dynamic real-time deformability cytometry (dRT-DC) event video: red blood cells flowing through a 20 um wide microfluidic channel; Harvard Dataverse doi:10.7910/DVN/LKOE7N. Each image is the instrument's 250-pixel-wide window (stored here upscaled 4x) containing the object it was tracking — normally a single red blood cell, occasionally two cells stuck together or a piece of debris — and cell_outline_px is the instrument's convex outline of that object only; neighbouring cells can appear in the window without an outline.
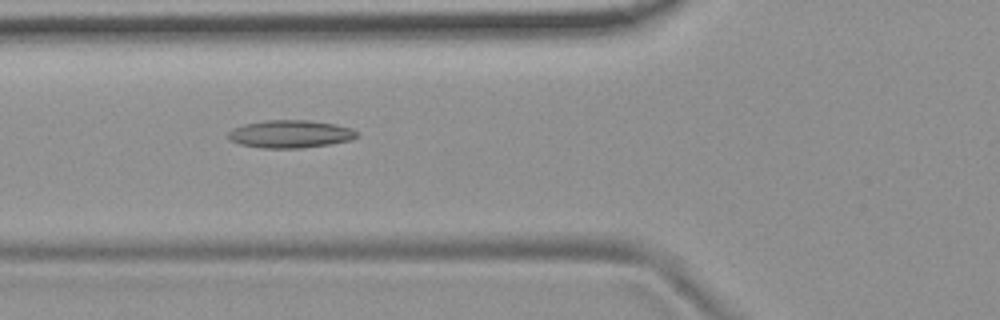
{"species": "common noctule bat (a hibernating species)", "species_latin": "Nyctalus noctula", "temperature_condition": "room temperature", "stored_images_in_passage": 9, "camera_frame_rate_fps": 3000, "um_per_image_px": 0.085, "animal": {"sex": "female", "body_mass_g": 19.9}, "frame": {"image": 1, "passage_image": 7, "time_ms": 2.0, "image_size_px": [1000, 320], "cell_outline_px": [[360, 136], [352, 140], [328, 144], [300, 148], [264, 148], [240, 144], [228, 140], [228, 132], [232, 128], [244, 124], [268, 120], [308, 120], [332, 124], [352, 128], [360, 132]], "centroid_in_image_um": [24.69, 11.39], "position_along_channel_um": 101.1, "area_um2": 20.87}}
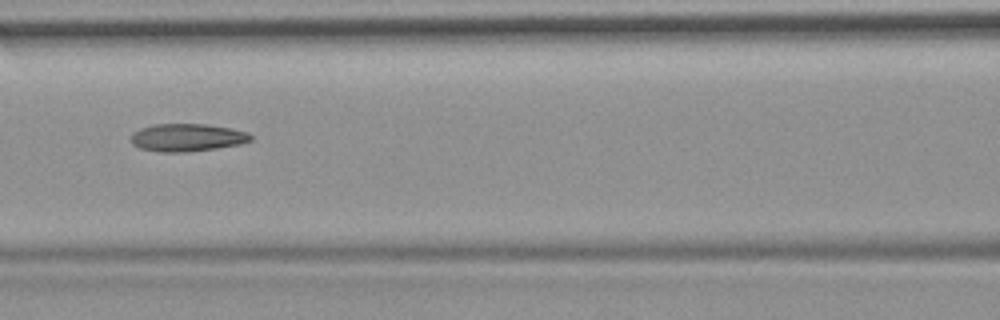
{"frame": {"image": 2, "passage_image": 8, "time_ms": 2.333, "image_size_px": [1000, 320], "cell_outline_px": [[252, 140], [240, 144], [216, 148], [188, 152], [160, 152], [140, 148], [132, 144], [132, 132], [140, 128], [152, 124], [204, 124], [232, 128], [248, 132], [252, 136]], "centroid_in_image_um": [15.91, 11.68], "position_along_channel_um": 150.7, "area_um2": 19.42}}